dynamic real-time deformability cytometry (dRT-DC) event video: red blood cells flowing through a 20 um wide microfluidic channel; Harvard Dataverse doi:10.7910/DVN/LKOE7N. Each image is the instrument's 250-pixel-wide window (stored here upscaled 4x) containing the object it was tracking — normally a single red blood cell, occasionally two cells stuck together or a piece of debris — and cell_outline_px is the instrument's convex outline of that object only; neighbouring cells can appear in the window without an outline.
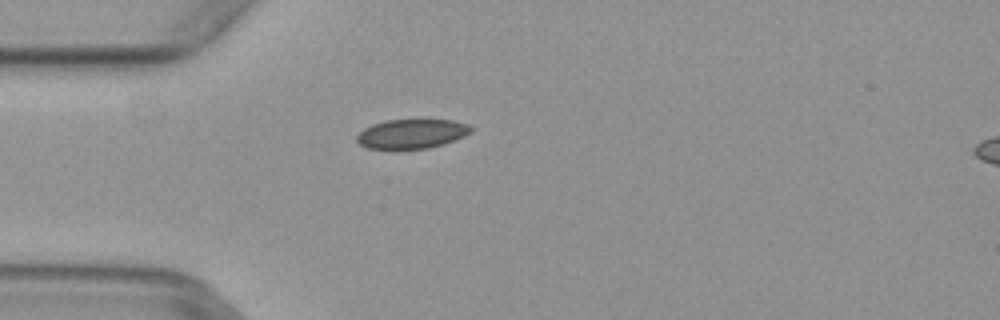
{"species": "common noctule bat (a hibernating species)", "species_latin": "Nyctalus noctula", "temperature_condition": "warm", "stored_images_in_passage": 3, "camera_frame_rate_fps": 3000, "um_per_image_px": 0.085, "animal": {"sex": "female", "body_mass_g": 29.2, "forearm_length_mm": 56.3}, "frame": {"image": 1, "passage_image": 3, "time_ms": 0.667, "image_size_px": [1000, 320], "cell_outline_px": [[472, 132], [464, 136], [444, 144], [428, 148], [396, 152], [368, 148], [360, 144], [356, 140], [356, 136], [364, 128], [372, 124], [388, 120], [452, 120], [468, 124], [472, 128]], "centroid_in_image_um": [34.96, 11.42], "position_along_channel_um": 50.0, "area_um2": 20.17}}